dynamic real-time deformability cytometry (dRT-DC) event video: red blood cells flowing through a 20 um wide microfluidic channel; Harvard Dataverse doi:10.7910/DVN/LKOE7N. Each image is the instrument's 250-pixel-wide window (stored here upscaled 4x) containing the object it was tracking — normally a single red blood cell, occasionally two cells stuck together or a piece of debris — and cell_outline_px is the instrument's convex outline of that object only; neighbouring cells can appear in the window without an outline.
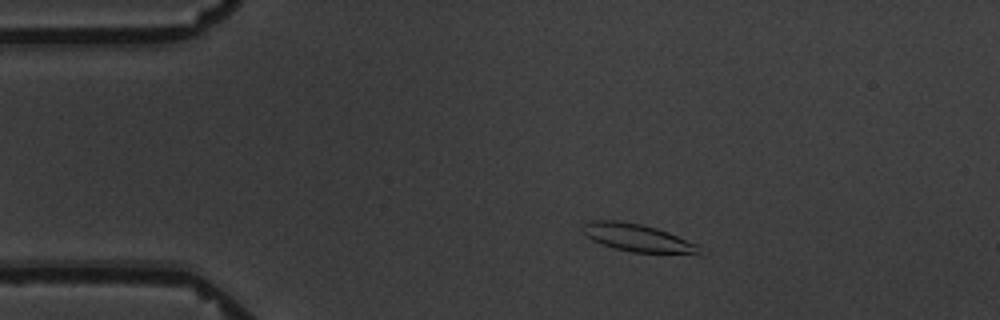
{"species": "common noctule bat (a hibernating species)", "species_latin": "Nyctalus noctula", "temperature_condition": "warm", "stored_images_in_passage": 6, "camera_frame_rate_fps": 3000, "um_per_image_px": 0.085, "animal": {"sex": "male", "body_mass_g": 19.5, "forearm_length_mm": 54.6}, "frame": {"image": 1, "passage_image": 3, "time_ms": 2.333, "image_size_px": [1000, 320], "cell_outline_px": [[708, 256], [700, 256], [632, 252], [612, 248], [592, 240], [580, 232], [580, 228], [588, 220], [620, 220], [640, 224], [656, 228], [668, 232], [700, 244], [708, 252]], "centroid_in_image_um": [54.37, 20.27], "position_along_channel_um": 30.6, "area_um2": 20.11}}
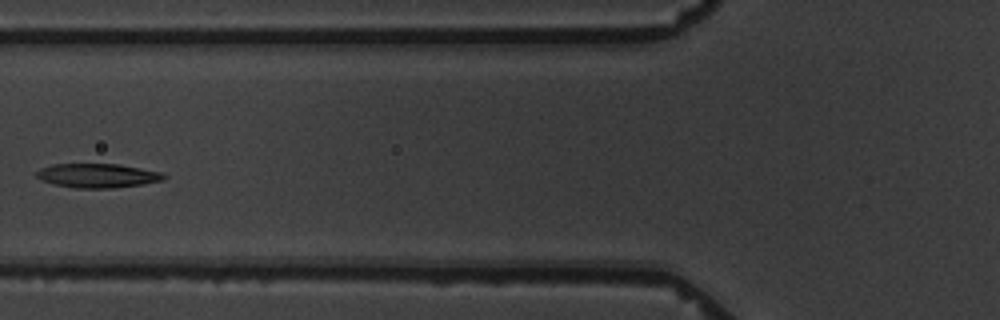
{"frame": {"image": 2, "passage_image": 6, "time_ms": 6.333, "image_size_px": [1000, 320], "cell_outline_px": [[168, 176], [164, 180], [144, 184], [112, 188], [76, 188], [52, 184], [40, 180], [36, 176], [36, 172], [40, 168], [52, 164], [116, 164], [140, 168], [160, 172]], "centroid_in_image_um": [8.27, 14.93], "position_along_channel_um": 117.5, "area_um2": 17.98}}